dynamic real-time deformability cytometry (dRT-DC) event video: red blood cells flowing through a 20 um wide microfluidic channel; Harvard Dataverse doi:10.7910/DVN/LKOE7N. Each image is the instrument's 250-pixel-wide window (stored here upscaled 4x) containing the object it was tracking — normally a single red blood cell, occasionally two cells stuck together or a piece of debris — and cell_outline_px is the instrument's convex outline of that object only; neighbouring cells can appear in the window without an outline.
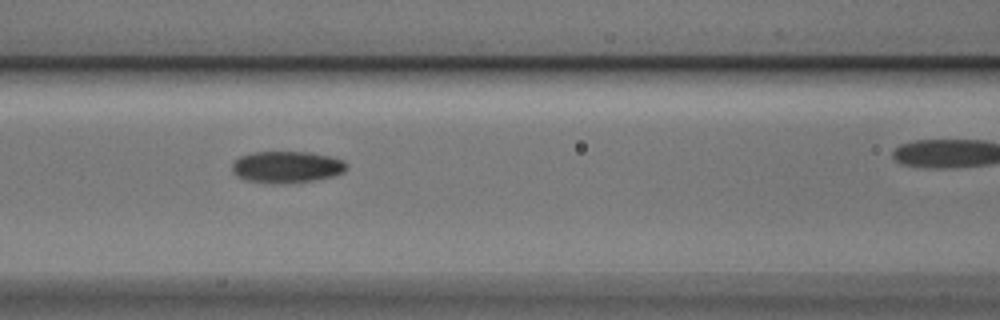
{"species": "Egyptian fruit bat (a non-hibernating species)", "species_latin": "Rousettus aegyptiacus", "temperature_condition": "cold", "stored_images_in_passage": 12, "camera_frame_rate_fps": 3000, "um_per_image_px": 0.085, "animal": {"sex": "male"}, "frame": {"image": 1, "passage_image": 6, "time_ms": 1.667, "image_size_px": [1000, 320], "cell_outline_px": [[348, 168], [344, 172], [332, 176], [312, 180], [284, 184], [272, 184], [244, 180], [236, 176], [232, 172], [232, 164], [240, 156], [252, 152], [308, 152], [328, 156], [344, 160], [348, 164]], "centroid_in_image_um": [24.35, 14.2], "position_along_channel_um": 142.2, "area_um2": 21.33}}